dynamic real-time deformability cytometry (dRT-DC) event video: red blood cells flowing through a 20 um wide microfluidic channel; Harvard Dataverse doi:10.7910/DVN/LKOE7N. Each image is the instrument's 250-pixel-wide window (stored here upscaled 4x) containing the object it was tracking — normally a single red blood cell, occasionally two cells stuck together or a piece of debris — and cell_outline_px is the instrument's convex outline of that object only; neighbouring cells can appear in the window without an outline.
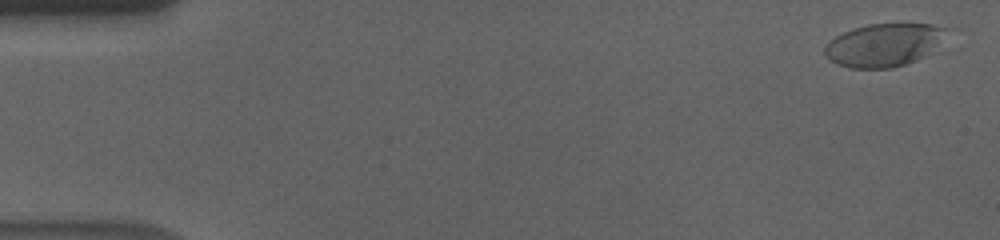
{"species": "human", "species_latin": "Homo sapiens", "temperature_condition": "cold", "stored_images_in_passage": 58, "camera_frame_rate_fps": 3000, "um_per_image_px": 0.085, "donor": {"sex": "male"}, "frame": {"image": 1, "passage_image": 2, "time_ms": 0.333, "image_size_px": [1000, 240], "cell_outline_px": [[948, 28], [924, 56], [916, 60], [892, 68], [852, 68], [836, 64], [824, 52], [824, 48], [836, 36], [844, 32], [868, 24], [932, 24]], "centroid_in_image_um": [75.07, 3.83], "position_along_channel_um": 9.9, "area_um2": 29.48}}
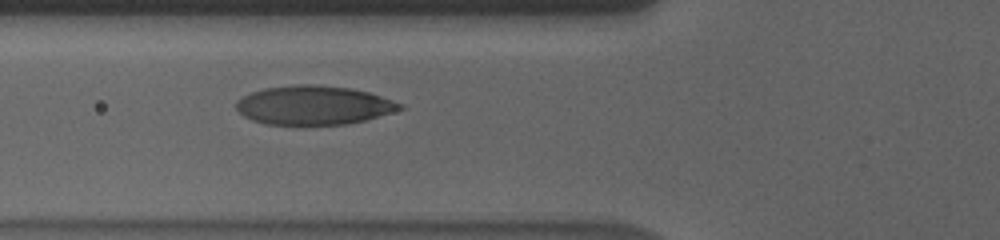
{"frame": {"image": 2, "passage_image": 22, "time_ms": 7.0, "image_size_px": [1000, 240], "cell_outline_px": [[404, 108], [392, 112], [364, 120], [348, 124], [304, 128], [264, 124], [252, 120], [244, 116], [236, 108], [236, 100], [252, 92], [264, 88], [292, 84], [312, 84], [348, 88], [368, 92], [404, 104]], "centroid_in_image_um": [26.62, 8.99], "position_along_channel_um": 99.2, "area_um2": 38.15}}
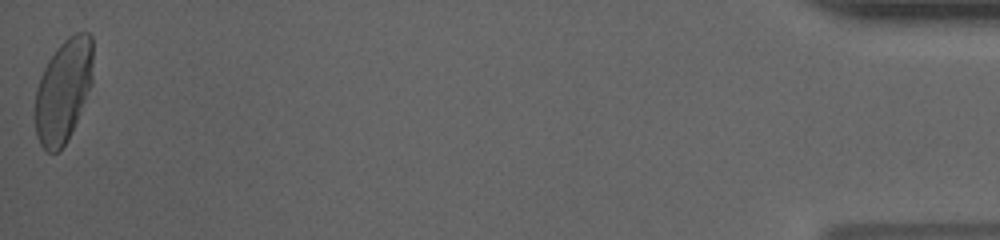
{"frame": {"image": 3, "passage_image": 58, "time_ms": 19.0, "image_size_px": [1000, 240], "cell_outline_px": [[92, 84], [68, 140], [60, 152], [48, 152], [40, 144], [36, 136], [36, 88], [40, 76], [48, 60], [56, 48], [68, 36], [76, 32], [88, 32], [92, 36]], "centroid_in_image_um": [5.39, 7.7], "position_along_channel_um": 429.8, "area_um2": 34.85}, "authors_computed_cell_mechanics": {"area_um2": 36.125, "velocity_mm_per_s": 3.5351, "shape_relaxation_time_tau1_ms": 3.7096, "shape_relaxation_time_tau2_ms": null, "deformation_change_tau1": 0.1782, "deformation_change_tau2": null}}